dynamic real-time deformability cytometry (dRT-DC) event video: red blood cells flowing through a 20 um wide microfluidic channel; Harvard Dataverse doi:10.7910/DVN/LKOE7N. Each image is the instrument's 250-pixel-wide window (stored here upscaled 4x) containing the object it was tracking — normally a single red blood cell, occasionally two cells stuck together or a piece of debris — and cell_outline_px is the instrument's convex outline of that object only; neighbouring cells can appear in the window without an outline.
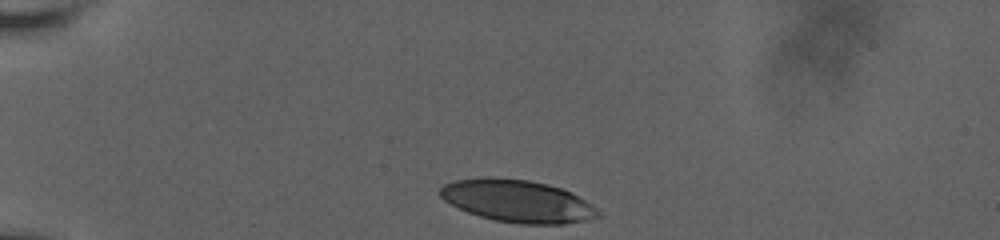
{"species": "human", "species_latin": "Homo sapiens", "temperature_condition": "room temperature", "stored_images_in_passage": 36, "camera_frame_rate_fps": 3000, "um_per_image_px": 0.085, "donor": {"sex": "male"}, "frame": {"image": 1, "passage_image": 1, "time_ms": 0.0, "image_size_px": [1000, 240], "cell_outline_px": [[600, 216], [588, 220], [564, 224], [520, 224], [496, 220], [480, 216], [468, 212], [444, 200], [440, 196], [440, 188], [444, 184], [456, 180], [484, 176], [488, 176], [528, 180], [548, 184], [572, 192], [592, 204], [600, 212]], "centroid_in_image_um": [44.01, 17.08], "position_along_channel_um": 41.0, "area_um2": 39.07}}
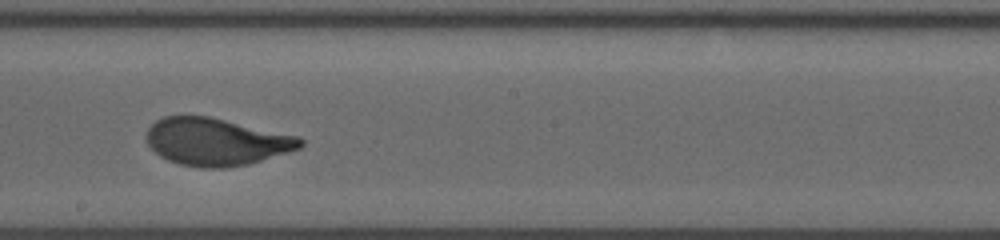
{"frame": {"image": 2, "passage_image": 21, "time_ms": 6.667, "image_size_px": [1000, 240], "cell_outline_px": [[304, 144], [300, 148], [288, 152], [248, 164], [224, 168], [200, 168], [180, 164], [168, 160], [160, 156], [148, 144], [148, 128], [156, 120], [164, 116], [208, 116], [300, 136], [304, 140]], "centroid_in_image_um": [18.41, 12.05], "position_along_channel_um": 229.8, "area_um2": 42.37}}
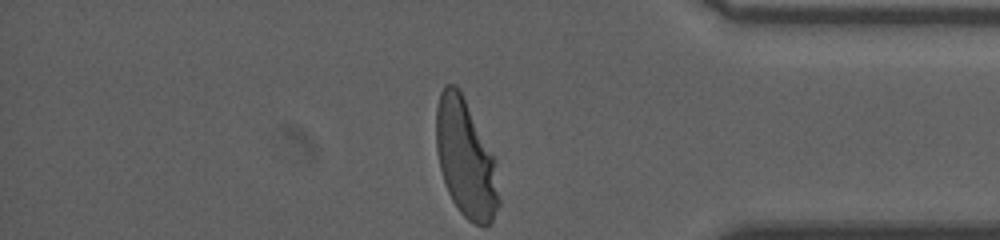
{"frame": {"image": 3, "passage_image": 36, "time_ms": 11.667, "image_size_px": [1000, 240], "cell_outline_px": [[500, 204], [492, 220], [488, 224], [476, 224], [468, 220], [460, 212], [452, 200], [448, 192], [440, 168], [436, 152], [436, 108], [440, 92], [444, 84], [456, 84], [460, 88], [496, 156], [500, 200]], "centroid_in_image_um": [39.6, 13.42], "position_along_channel_um": 395.6, "area_um2": 43.93}, "authors_computed_cell_mechanics": {"area_um2": 42.6853, "velocity_mm_per_s": 3.6527, "shape_relaxation_time_tau1_ms": 3.174, "shape_relaxation_time_tau2_ms": null, "deformation_change_tau1": 0.2077, "deformation_change_tau2": null}}